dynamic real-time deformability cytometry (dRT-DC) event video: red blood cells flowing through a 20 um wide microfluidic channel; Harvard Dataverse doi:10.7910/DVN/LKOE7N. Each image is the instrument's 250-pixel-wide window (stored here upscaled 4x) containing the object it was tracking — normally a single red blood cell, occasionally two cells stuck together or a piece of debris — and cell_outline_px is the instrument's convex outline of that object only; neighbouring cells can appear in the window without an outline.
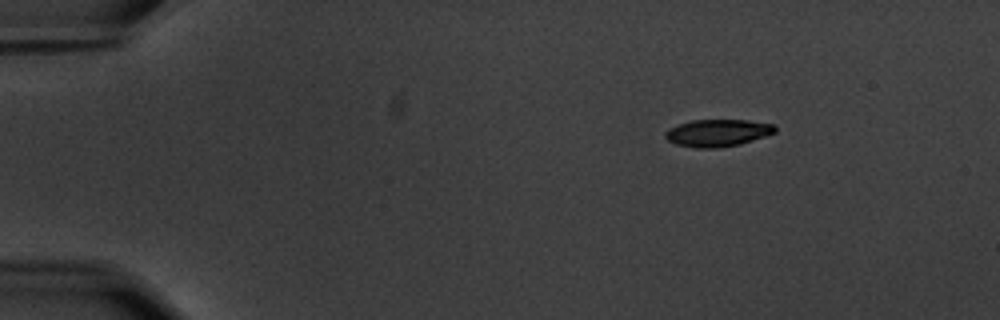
{"species": "common noctule bat (a hibernating species)", "species_latin": "Nyctalus noctula", "temperature_condition": "warm", "stored_images_in_passage": 50, "camera_frame_rate_fps": 3000, "um_per_image_px": 0.085, "animal": {"sex": "male", "body_mass_g": 20.1, "forearm_length_mm": 53.5}, "frame": {"image": 1, "passage_image": 1, "time_ms": 0.0, "image_size_px": [1000, 320], "cell_outline_px": [[776, 132], [740, 144], [716, 148], [692, 148], [676, 144], [668, 140], [664, 136], [664, 132], [668, 128], [692, 120], [748, 120], [772, 124], [776, 128]], "centroid_in_image_um": [60.96, 11.3], "position_along_channel_um": 24.0, "area_um2": 17.34}}
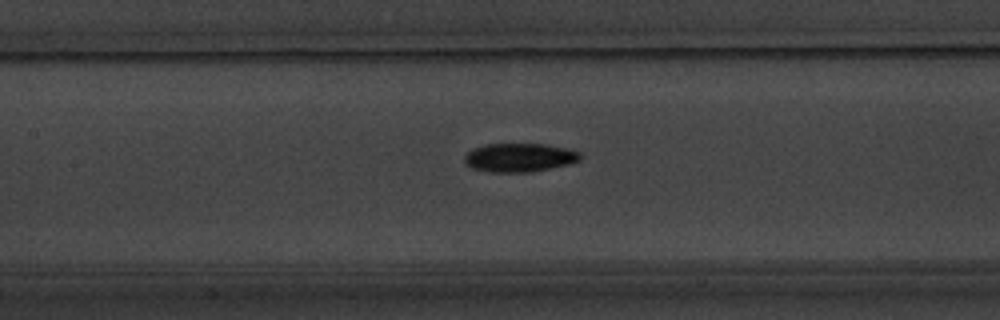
{"frame": {"image": 2, "passage_image": 20, "time_ms": 6.333, "image_size_px": [1000, 320], "cell_outline_px": [[580, 160], [568, 164], [532, 172], [492, 172], [472, 168], [464, 160], [464, 156], [472, 148], [484, 144], [544, 144], [568, 148], [580, 152]], "centroid_in_image_um": [44.15, 13.38], "position_along_channel_um": 163.3, "area_um2": 19.31}}
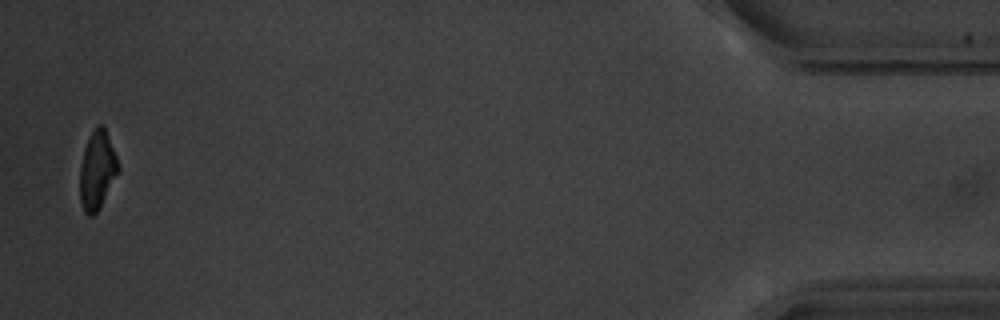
{"frame": {"image": 3, "passage_image": 49, "time_ms": 16.0, "image_size_px": [1000, 320], "cell_outline_px": [[120, 168], [100, 208], [92, 216], [88, 216], [84, 212], [80, 200], [80, 164], [84, 148], [96, 124], [104, 124], [116, 156]], "centroid_in_image_um": [8.25, 14.46], "position_along_channel_um": 426.9, "area_um2": 17.51}, "authors_computed_cell_mechanics": {"area_um2": 18.6983, "velocity_mm_per_s": 3.5729, "shape_relaxation_time_tau1_ms": 3.2348, "shape_relaxation_time_tau2_ms": 4.8212, "deformation_change_tau1": 0.1571, "deformation_change_tau2": 0.1072}}